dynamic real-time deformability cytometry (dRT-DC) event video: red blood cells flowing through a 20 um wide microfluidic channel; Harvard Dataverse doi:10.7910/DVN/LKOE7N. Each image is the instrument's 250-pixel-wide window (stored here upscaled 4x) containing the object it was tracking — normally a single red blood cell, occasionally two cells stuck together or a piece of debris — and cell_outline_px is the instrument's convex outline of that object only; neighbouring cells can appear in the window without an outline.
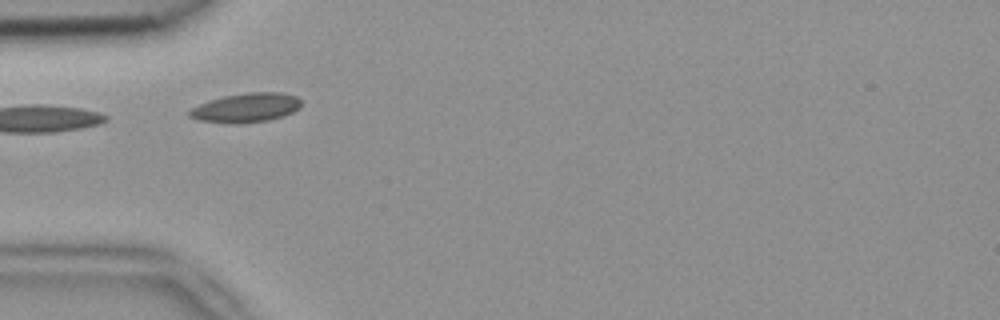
{"species": "common noctule bat (a hibernating species)", "species_latin": "Nyctalus noctula", "temperature_condition": "room temperature", "stored_images_in_passage": 4, "camera_frame_rate_fps": 3000, "um_per_image_px": 0.085, "animal": {"sex": "female", "body_mass_g": 18.4}, "frame": {"image": 1, "passage_image": 3, "time_ms": 0.667, "image_size_px": [1000, 320], "cell_outline_px": [[300, 108], [284, 116], [268, 120], [240, 124], [232, 124], [200, 120], [188, 116], [188, 112], [192, 108], [200, 104], [224, 96], [248, 92], [280, 92], [296, 96], [300, 100]], "centroid_in_image_um": [20.93, 9.16], "position_along_channel_um": 64.1, "area_um2": 18.96}}